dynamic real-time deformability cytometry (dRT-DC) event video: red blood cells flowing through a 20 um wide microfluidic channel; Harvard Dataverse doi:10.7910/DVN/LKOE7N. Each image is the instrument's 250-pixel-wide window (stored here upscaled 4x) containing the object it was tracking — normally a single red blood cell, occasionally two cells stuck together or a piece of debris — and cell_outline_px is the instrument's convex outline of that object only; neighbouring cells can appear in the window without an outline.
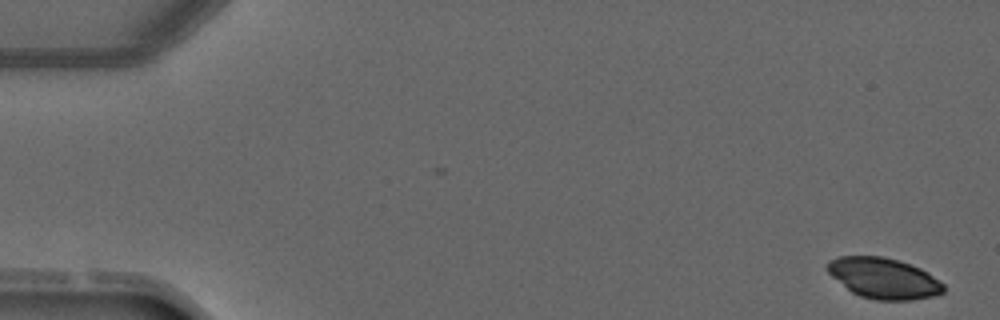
{"species": "common noctule bat (a hibernating species)", "species_latin": "Nyctalus noctula", "temperature_condition": "warm", "stored_images_in_passage": 2, "camera_frame_rate_fps": 3000, "um_per_image_px": 0.085, "animal": {"sex": "male", "forearm_length_mm": 52.5}, "frame": {"image": 1, "passage_image": 2, "time_ms": 1.0, "image_size_px": [1000, 320], "cell_outline_px": [[944, 292], [936, 296], [912, 300], [876, 300], [860, 296], [852, 292], [832, 276], [824, 268], [828, 260], [840, 256], [884, 256], [900, 260], [920, 268], [928, 272], [940, 280], [944, 284]], "centroid_in_image_um": [75.13, 23.64], "position_along_channel_um": 9.9, "area_um2": 27.86}}